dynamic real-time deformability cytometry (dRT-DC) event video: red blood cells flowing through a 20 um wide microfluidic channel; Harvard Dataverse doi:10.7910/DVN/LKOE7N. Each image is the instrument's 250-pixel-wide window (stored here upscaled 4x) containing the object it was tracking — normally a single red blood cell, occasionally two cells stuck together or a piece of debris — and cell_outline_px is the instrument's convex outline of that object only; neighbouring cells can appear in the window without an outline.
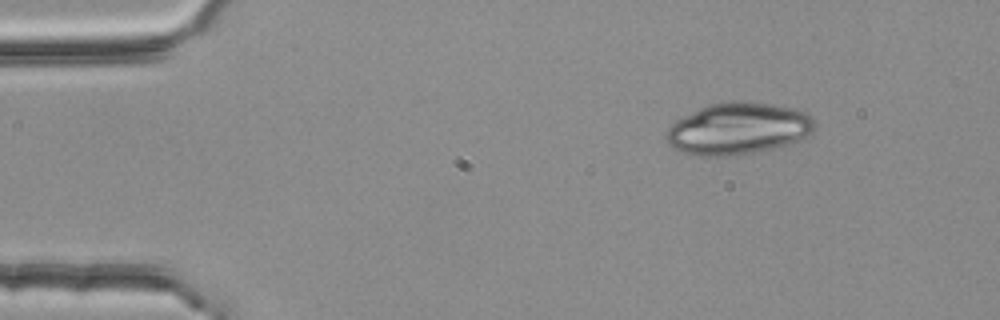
{"species": "common noctule bat (a hibernating species)", "species_latin": "Nyctalus noctula", "temperature_condition": "room temperature", "stored_images_in_passage": 13, "camera_frame_rate_fps": 3000, "um_per_image_px": 0.085, "animal": {"sex": "female", "body_mass_g": 25.1}, "frame": {"image": 1, "passage_image": 1, "time_ms": 0.0, "image_size_px": [1000, 320], "cell_outline_px": [[816, 124], [812, 132], [804, 140], [772, 148], [736, 156], [696, 156], [680, 152], [668, 144], [664, 136], [664, 132], [676, 120], [708, 104], [772, 104], [796, 108], [808, 112], [812, 116]], "centroid_in_image_um": [62.76, 10.98], "position_along_channel_um": 22.2, "area_um2": 44.56}}